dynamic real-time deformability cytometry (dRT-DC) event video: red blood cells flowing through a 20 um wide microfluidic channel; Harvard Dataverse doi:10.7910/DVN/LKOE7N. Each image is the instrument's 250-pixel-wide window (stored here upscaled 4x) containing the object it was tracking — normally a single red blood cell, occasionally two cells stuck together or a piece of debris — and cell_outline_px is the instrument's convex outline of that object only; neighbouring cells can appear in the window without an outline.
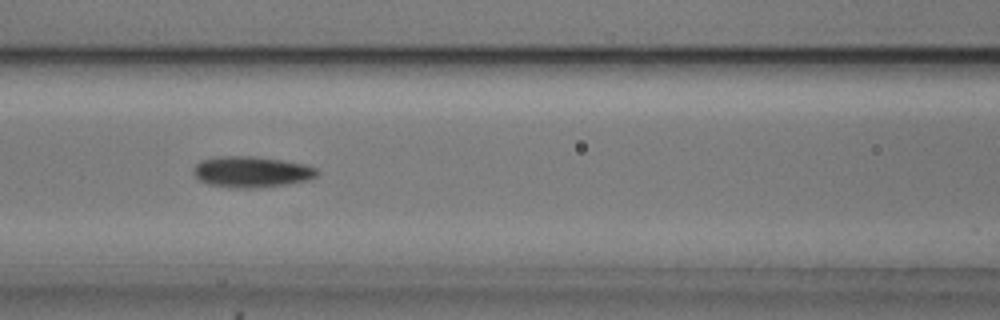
{"species": "common noctule bat (a hibernating species)", "species_latin": "Nyctalus noctula", "temperature_condition": "cold", "stored_images_in_passage": 37, "camera_frame_rate_fps": 3000, "um_per_image_px": 0.085, "animal": {"sex": "male", "body_mass_g": 20.5, "forearm_length_mm": 52.5}, "frame": {"image": 1, "passage_image": 16, "time_ms": 5.0, "image_size_px": [1000, 320], "cell_outline_px": [[320, 172], [316, 176], [304, 180], [288, 184], [260, 188], [228, 188], [208, 184], [200, 180], [192, 172], [196, 164], [200, 160], [224, 156], [252, 156], [280, 160], [304, 164], [316, 168]], "centroid_in_image_um": [21.35, 14.62], "position_along_channel_um": 145.2, "area_um2": 22.31}, "authors_computed_cell_mechanics": {"area_um2": 21.2126, "velocity_mm_per_s": 3.7415, "shape_relaxation_time_tau1_ms": 3.0056, "shape_relaxation_time_tau2_ms": 5.9942, "deformation_change_tau1": 0.1136, "deformation_change_tau2": 0.1211}}